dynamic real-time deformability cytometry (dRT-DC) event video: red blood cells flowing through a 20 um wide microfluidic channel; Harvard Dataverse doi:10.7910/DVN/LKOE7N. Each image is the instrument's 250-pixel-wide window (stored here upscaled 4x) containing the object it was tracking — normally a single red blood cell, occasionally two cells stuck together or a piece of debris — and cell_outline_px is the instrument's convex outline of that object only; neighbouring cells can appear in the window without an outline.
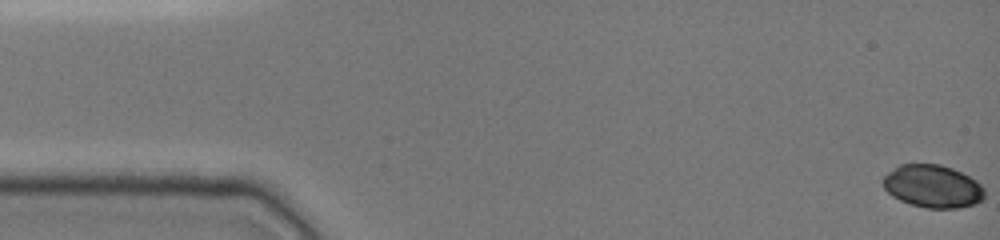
{"species": "common noctule bat (a hibernating species)", "species_latin": "Nyctalus noctula", "temperature_condition": "cold", "stored_images_in_passage": 48, "camera_frame_rate_fps": 3000, "um_per_image_px": 0.085, "animal": {"sex": "female", "body_mass_g": 19.0, "forearm_length_mm": 51.5}, "frame": {"image": 1, "passage_image": 1, "time_ms": 0.0, "image_size_px": [1000, 240], "cell_outline_px": [[984, 200], [976, 204], [960, 208], [924, 208], [900, 200], [892, 196], [884, 188], [884, 176], [900, 164], [940, 164], [952, 168], [968, 176], [980, 184], [984, 188]], "centroid_in_image_um": [79.31, 15.85], "position_along_channel_um": 5.7, "area_um2": 25.2}}
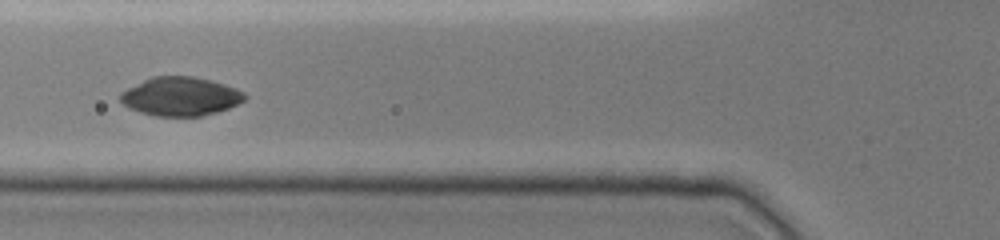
{"frame": {"image": 2, "passage_image": 19, "time_ms": 6.0, "image_size_px": [1000, 240], "cell_outline_px": [[248, 96], [244, 100], [228, 108], [216, 112], [200, 116], [156, 116], [140, 112], [128, 108], [120, 100], [120, 92], [152, 76], [192, 76], [224, 84], [236, 88], [244, 92]], "centroid_in_image_um": [15.33, 8.2], "position_along_channel_um": 110.5, "area_um2": 27.92}}
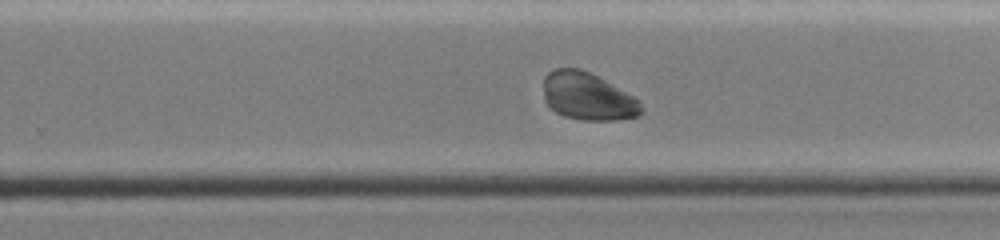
{"frame": {"image": 3, "passage_image": 32, "time_ms": 10.333, "image_size_px": [1000, 240], "cell_outline_px": [[644, 112], [640, 116], [616, 120], [580, 120], [564, 116], [556, 112], [544, 100], [544, 76], [548, 72], [556, 68], [580, 68], [604, 80], [640, 100]], "centroid_in_image_um": [49.97, 8.21], "position_along_channel_um": 279.8, "area_um2": 27.11}, "authors_computed_cell_mechanics": {"area_um2": 27.6862, "velocity_mm_per_s": 3.9235, "shape_relaxation_time_tau1_ms": 4.8886, "shape_relaxation_time_tau2_ms": null, "deformation_change_tau1": 0.2263, "deformation_change_tau2": null}}